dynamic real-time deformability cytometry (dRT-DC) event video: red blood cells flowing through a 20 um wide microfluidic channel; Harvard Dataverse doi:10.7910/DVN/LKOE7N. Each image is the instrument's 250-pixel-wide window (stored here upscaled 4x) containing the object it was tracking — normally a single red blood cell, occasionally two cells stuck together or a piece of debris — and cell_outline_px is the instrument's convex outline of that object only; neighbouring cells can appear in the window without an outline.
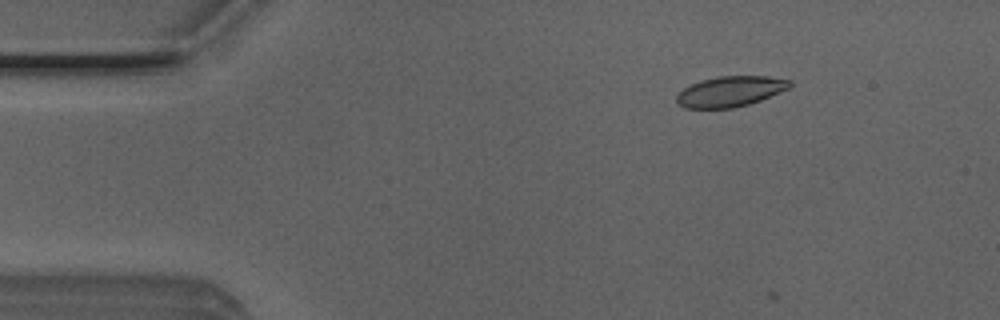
{"species": "Egyptian fruit bat (a non-hibernating species)", "species_latin": "Rousettus aegyptiacus", "temperature_condition": "room temperature", "stored_images_in_passage": 8, "camera_frame_rate_fps": 3000, "um_per_image_px": 0.085, "animal": {"sex": "male"}, "frame": {"image": 1, "passage_image": 7, "time_ms": 2.0, "image_size_px": [1000, 320], "cell_outline_px": [[792, 84], [788, 88], [760, 100], [748, 104], [732, 108], [684, 108], [676, 104], [676, 96], [684, 88], [700, 80], [716, 76], [768, 76], [792, 80]], "centroid_in_image_um": [62.05, 7.77], "position_along_channel_um": 23.0, "area_um2": 20.06}}